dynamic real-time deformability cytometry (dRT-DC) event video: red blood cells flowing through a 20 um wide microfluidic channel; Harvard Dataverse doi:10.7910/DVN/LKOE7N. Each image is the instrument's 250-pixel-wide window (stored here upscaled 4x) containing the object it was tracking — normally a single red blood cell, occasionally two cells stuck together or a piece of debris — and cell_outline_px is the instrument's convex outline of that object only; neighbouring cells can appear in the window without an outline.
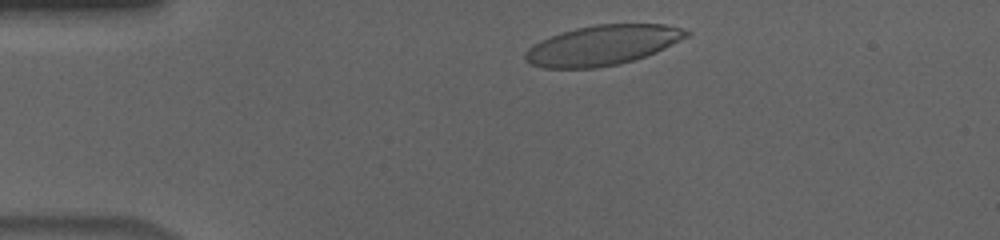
{"species": "human", "species_latin": "Homo sapiens", "temperature_condition": "cold", "stored_images_in_passage": 39, "camera_frame_rate_fps": 3000, "um_per_image_px": 0.085, "donor": {"sex": "male"}, "frame": {"image": 1, "passage_image": 3, "time_ms": 0.667, "image_size_px": [1000, 240], "cell_outline_px": [[692, 32], [688, 36], [656, 52], [620, 64], [596, 68], [544, 68], [532, 64], [524, 60], [524, 52], [528, 48], [540, 40], [560, 32], [576, 28], [596, 24], [664, 24], [680, 28]], "centroid_in_image_um": [51.18, 3.84], "position_along_channel_um": 33.8, "area_um2": 37.45}}
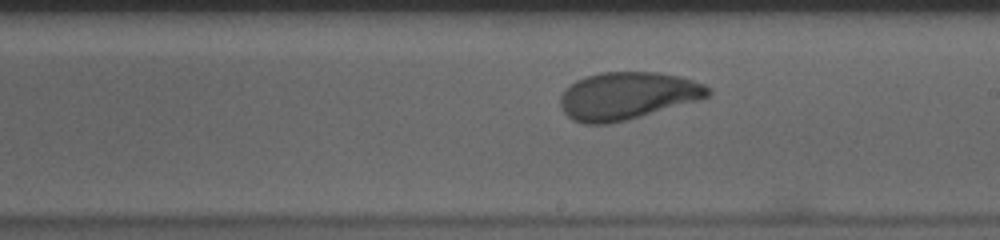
{"frame": {"image": 2, "passage_image": 24, "time_ms": 7.667, "image_size_px": [1000, 240], "cell_outline_px": [[712, 92], [708, 96], [700, 100], [628, 120], [608, 124], [584, 124], [572, 120], [560, 108], [560, 96], [564, 88], [576, 80], [600, 72], [656, 72], [680, 76], [704, 84], [712, 88]], "centroid_in_image_um": [53.32, 8.15], "position_along_channel_um": 235.7, "area_um2": 41.27}}
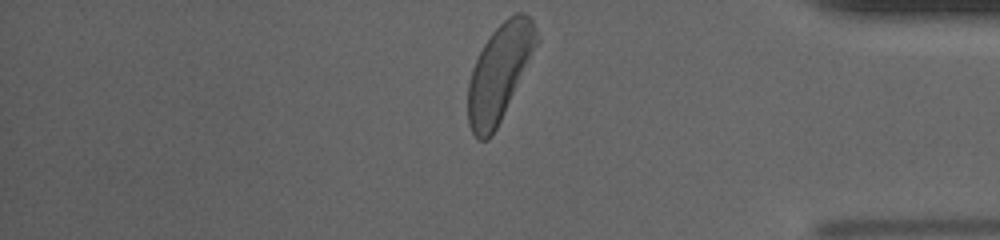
{"frame": {"image": 3, "passage_image": 39, "time_ms": 12.667, "image_size_px": [1000, 240], "cell_outline_px": [[540, 40], [492, 136], [488, 140], [480, 140], [472, 132], [468, 124], [468, 84], [472, 68], [484, 44], [492, 32], [508, 16], [516, 12], [524, 12], [532, 20], [536, 28]], "centroid_in_image_um": [42.46, 6.14], "position_along_channel_um": 392.7, "area_um2": 38.03}, "authors_computed_cell_mechanics": {"area_um2": 40.2288, "velocity_mm_per_s": 3.6, "shape_relaxation_time_tau1_ms": 3.9233, "shape_relaxation_time_tau2_ms": 1.209, "deformation_change_tau1": 0.1574, "deformation_change_tau2": 0.071}}